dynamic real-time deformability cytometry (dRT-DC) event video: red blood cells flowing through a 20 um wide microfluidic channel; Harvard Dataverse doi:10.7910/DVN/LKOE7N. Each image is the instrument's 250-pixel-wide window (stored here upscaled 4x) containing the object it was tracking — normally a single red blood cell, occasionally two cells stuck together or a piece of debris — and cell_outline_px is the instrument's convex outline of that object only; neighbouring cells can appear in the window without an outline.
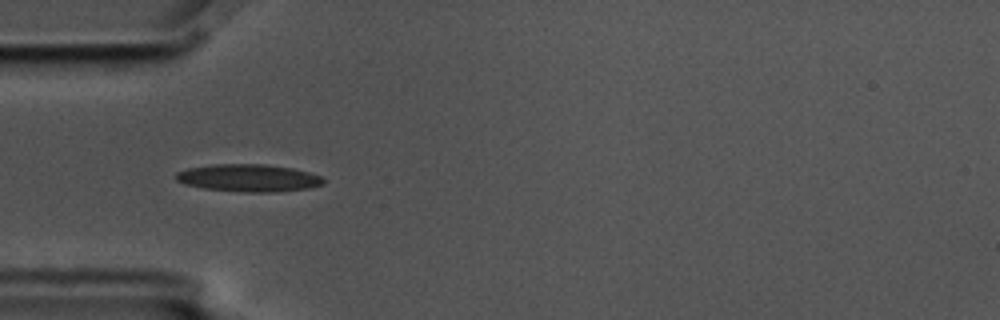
{"species": "common noctule bat (a hibernating species)", "species_latin": "Nyctalus noctula", "temperature_condition": "cold", "stored_images_in_passage": 1, "camera_frame_rate_fps": 3000, "um_per_image_px": 0.085, "animal": {"sex": "male", "body_mass_g": 17.5, "forearm_length_mm": 52.3}, "frame": {"image": 1, "passage_image": 1, "time_ms": 0.0, "image_size_px": [1000, 320], "cell_outline_px": [[324, 184], [308, 188], [276, 192], [244, 192], [204, 188], [184, 184], [176, 180], [176, 172], [188, 168], [212, 164], [264, 164], [292, 168], [324, 176]], "centroid_in_image_um": [21.14, 15.12], "position_along_channel_um": 63.9, "area_um2": 23.64}}